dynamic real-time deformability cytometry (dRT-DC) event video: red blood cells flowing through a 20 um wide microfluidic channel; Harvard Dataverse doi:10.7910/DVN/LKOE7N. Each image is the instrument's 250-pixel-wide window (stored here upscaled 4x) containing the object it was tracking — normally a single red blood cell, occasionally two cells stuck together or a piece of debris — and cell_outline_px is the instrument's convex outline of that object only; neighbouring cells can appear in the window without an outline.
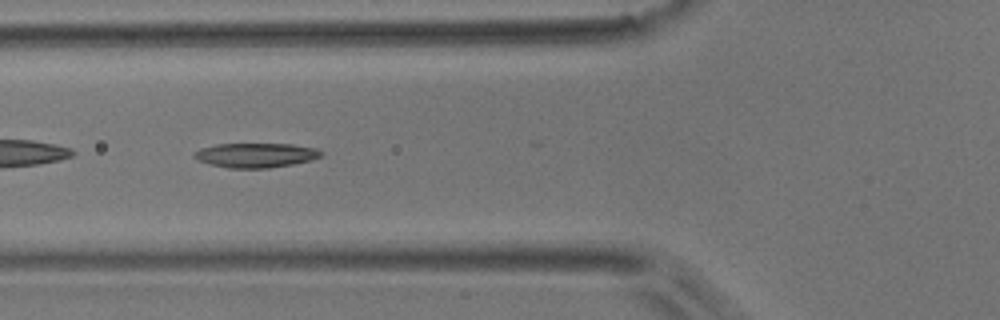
{"species": "common noctule bat (a hibernating species)", "species_latin": "Nyctalus noctula", "temperature_condition": "room temperature", "stored_images_in_passage": 20, "camera_frame_rate_fps": 3000, "um_per_image_px": 0.085, "animal": {"sex": "male", "body_mass_g": 17.9}, "frame": {"image": 1, "passage_image": 9, "time_ms": 2.667, "image_size_px": [1000, 320], "cell_outline_px": [[324, 152], [320, 156], [312, 160], [292, 164], [268, 168], [228, 168], [208, 164], [192, 156], [192, 152], [200, 148], [216, 144], [292, 144], [316, 148]], "centroid_in_image_um": [21.72, 13.19], "position_along_channel_um": 104.1, "area_um2": 18.21}}
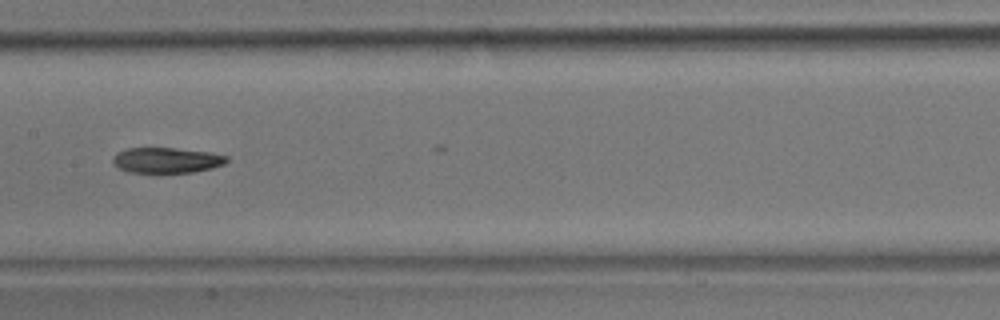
{"frame": {"image": 2, "passage_image": 16, "time_ms": 5.0, "image_size_px": [1000, 320], "cell_outline_px": [[228, 160], [224, 164], [212, 168], [192, 172], [160, 176], [156, 176], [128, 172], [112, 164], [112, 156], [128, 148], [176, 148], [208, 152], [228, 156]], "centroid_in_image_um": [14.12, 13.68], "position_along_channel_um": 193.3, "area_um2": 17.74}}
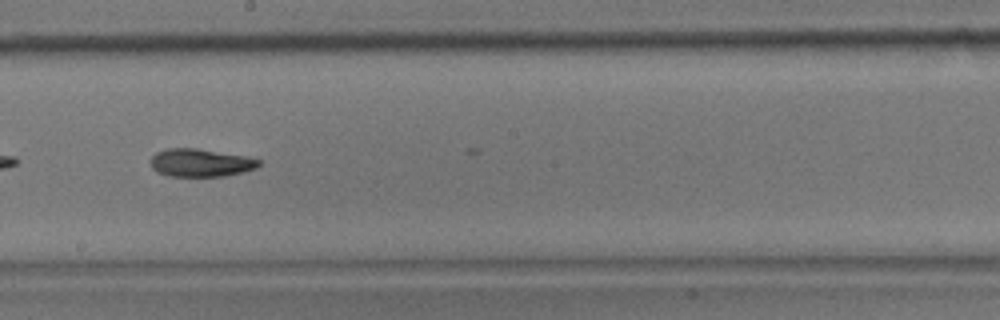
{"frame": {"image": 3, "passage_image": 19, "time_ms": 6.0, "image_size_px": [1000, 320], "cell_outline_px": [[260, 164], [256, 168], [224, 176], [168, 176], [156, 172], [152, 168], [152, 156], [156, 152], [168, 148], [196, 148], [248, 156], [260, 160]], "centroid_in_image_um": [17.04, 13.83], "position_along_channel_um": 231.2, "area_um2": 17.57}}